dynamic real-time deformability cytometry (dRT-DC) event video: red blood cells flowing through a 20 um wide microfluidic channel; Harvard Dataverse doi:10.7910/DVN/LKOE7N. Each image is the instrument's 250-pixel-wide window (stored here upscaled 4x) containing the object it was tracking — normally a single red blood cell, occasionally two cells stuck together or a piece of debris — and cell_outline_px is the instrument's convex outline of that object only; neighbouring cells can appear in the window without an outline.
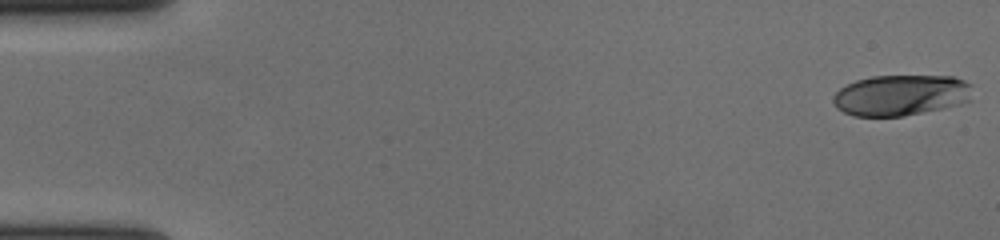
{"species": "human", "species_latin": "Homo sapiens", "temperature_condition": "cold", "stored_images_in_passage": 57, "camera_frame_rate_fps": 3000, "um_per_image_px": 0.085, "donor": {"sex": "female"}, "frame": {"image": 1, "passage_image": 1, "time_ms": 0.0, "image_size_px": [1000, 240], "cell_outline_px": [[972, 100], [960, 104], [944, 108], [904, 116], [852, 116], [836, 108], [832, 100], [832, 96], [840, 88], [856, 80], [872, 76], [952, 76], [964, 80], [972, 84]], "centroid_in_image_um": [76.6, 8.09], "position_along_channel_um": 8.4, "area_um2": 33.52}}
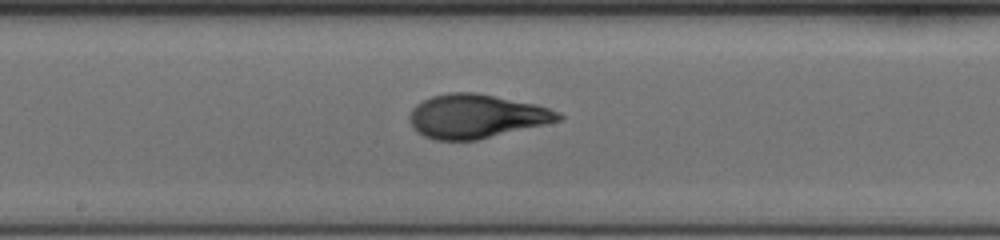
{"frame": {"image": 2, "passage_image": 31, "time_ms": 10.0, "image_size_px": [1000, 240], "cell_outline_px": [[564, 116], [560, 120], [544, 124], [476, 140], [432, 140], [416, 132], [412, 128], [408, 120], [408, 116], [412, 108], [416, 104], [432, 96], [448, 92], [476, 92], [536, 104], [560, 112]], "centroid_in_image_um": [40.42, 9.88], "position_along_channel_um": 207.8, "area_um2": 38.09}}
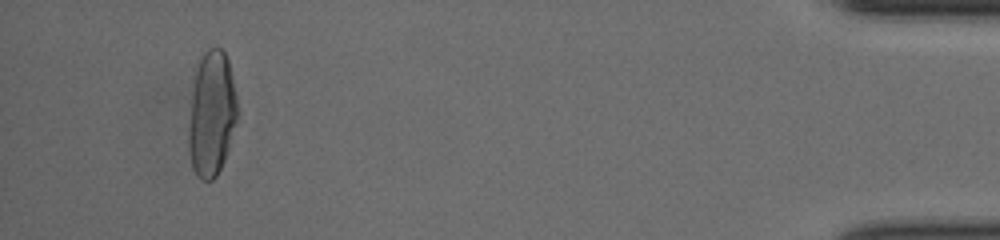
{"frame": {"image": 3, "passage_image": 54, "time_ms": 17.667, "image_size_px": [1000, 240], "cell_outline_px": [[236, 120], [224, 160], [216, 176], [212, 180], [200, 180], [196, 176], [192, 168], [188, 148], [188, 132], [192, 92], [196, 60], [208, 48], [216, 44], [224, 52], [228, 60], [236, 96]], "centroid_in_image_um": [17.95, 9.63], "position_along_channel_um": 417.3, "area_um2": 35.6}, "authors_computed_cell_mechanics": {"area_um2": 36.1828, "velocity_mm_per_s": 3.6544, "shape_relaxation_time_tau1_ms": 4.4363, "shape_relaxation_time_tau2_ms": 1.0437, "deformation_change_tau1": 0.2286, "deformation_change_tau2": 0.0753}}